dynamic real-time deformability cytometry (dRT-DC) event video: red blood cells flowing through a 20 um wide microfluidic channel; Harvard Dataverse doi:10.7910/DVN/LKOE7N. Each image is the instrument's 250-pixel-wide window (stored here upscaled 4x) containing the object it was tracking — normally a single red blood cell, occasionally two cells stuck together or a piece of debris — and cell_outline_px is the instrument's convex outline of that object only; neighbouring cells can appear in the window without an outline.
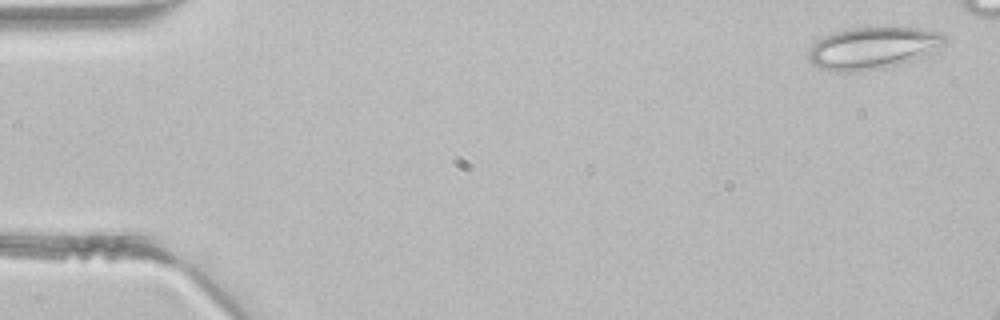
{"species": "common noctule bat (a hibernating species)", "species_latin": "Nyctalus noctula", "temperature_condition": "room temperature", "stored_images_in_passage": 3, "camera_frame_rate_fps": 3000, "um_per_image_px": 0.085, "animal": {"sex": "male", "body_mass_g": 21.5, "forearm_length_mm": 52.0}, "frame": {"image": 1, "passage_image": 1, "time_ms": 0.0, "image_size_px": [1000, 320], "cell_outline_px": [[948, 40], [944, 44], [900, 64], [884, 68], [852, 72], [836, 72], [820, 68], [812, 64], [808, 60], [808, 52], [812, 44], [824, 36], [848, 28], [880, 24], [884, 24], [920, 28], [940, 32], [948, 36]], "centroid_in_image_um": [74.16, 4.02], "position_along_channel_um": 10.8, "area_um2": 34.04}}